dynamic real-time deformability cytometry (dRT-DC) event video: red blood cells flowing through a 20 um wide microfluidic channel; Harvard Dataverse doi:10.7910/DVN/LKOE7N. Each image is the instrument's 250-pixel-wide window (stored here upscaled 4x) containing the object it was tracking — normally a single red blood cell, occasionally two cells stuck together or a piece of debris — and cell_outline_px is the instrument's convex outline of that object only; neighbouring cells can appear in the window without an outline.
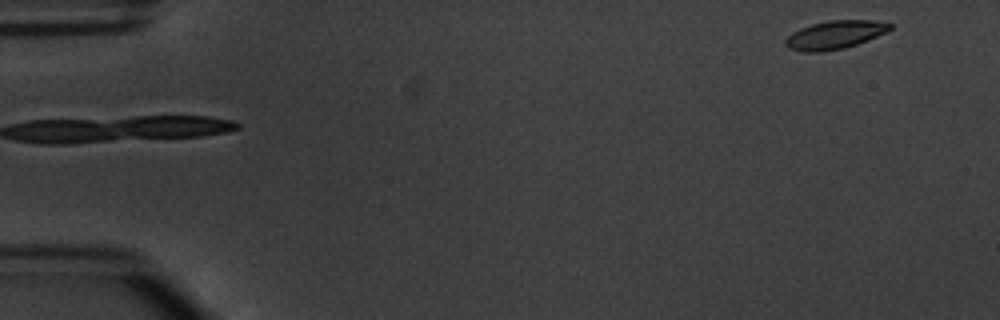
{"species": "common noctule bat (a hibernating species)", "species_latin": "Nyctalus noctula", "temperature_condition": "warm", "stored_images_in_passage": 5, "segment_of_instrument_passage": [2, 2], "camera_frame_rate_fps": 3000, "um_per_image_px": 0.085, "animal": {"sex": "male", "body_mass_g": 20.1, "forearm_length_mm": 53.5}, "frame": {"image": 1, "passage_image": 5, "time_ms": 4.667, "image_size_px": [1000, 320], "cell_outline_px": [[892, 28], [888, 32], [856, 44], [844, 48], [820, 52], [804, 52], [788, 48], [784, 44], [784, 40], [792, 32], [800, 28], [812, 24], [828, 20], [872, 20], [892, 24]], "centroid_in_image_um": [70.94, 2.96], "position_along_channel_um": 14.1, "area_um2": 17.28}}